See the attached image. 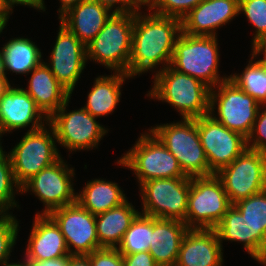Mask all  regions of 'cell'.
Masks as SVG:
<instances>
[{
	"instance_id": "obj_1",
	"label": "cell",
	"mask_w": 266,
	"mask_h": 266,
	"mask_svg": "<svg viewBox=\"0 0 266 266\" xmlns=\"http://www.w3.org/2000/svg\"><path fill=\"white\" fill-rule=\"evenodd\" d=\"M135 13L132 31V52L128 64L131 78L152 71L162 64L160 70L170 66L175 41L182 31L181 19L149 13ZM164 64V65H163Z\"/></svg>"
},
{
	"instance_id": "obj_2",
	"label": "cell",
	"mask_w": 266,
	"mask_h": 266,
	"mask_svg": "<svg viewBox=\"0 0 266 266\" xmlns=\"http://www.w3.org/2000/svg\"><path fill=\"white\" fill-rule=\"evenodd\" d=\"M147 96L170 104L182 118H198L210 110V88L200 80L170 66L154 74Z\"/></svg>"
},
{
	"instance_id": "obj_3",
	"label": "cell",
	"mask_w": 266,
	"mask_h": 266,
	"mask_svg": "<svg viewBox=\"0 0 266 266\" xmlns=\"http://www.w3.org/2000/svg\"><path fill=\"white\" fill-rule=\"evenodd\" d=\"M217 36H192L181 31L175 41L170 67L190 75L210 89L230 76L218 74L220 54Z\"/></svg>"
},
{
	"instance_id": "obj_4",
	"label": "cell",
	"mask_w": 266,
	"mask_h": 266,
	"mask_svg": "<svg viewBox=\"0 0 266 266\" xmlns=\"http://www.w3.org/2000/svg\"><path fill=\"white\" fill-rule=\"evenodd\" d=\"M150 130L177 159L184 174L189 177L211 176L209 164L201 145L196 118L156 125Z\"/></svg>"
},
{
	"instance_id": "obj_5",
	"label": "cell",
	"mask_w": 266,
	"mask_h": 266,
	"mask_svg": "<svg viewBox=\"0 0 266 266\" xmlns=\"http://www.w3.org/2000/svg\"><path fill=\"white\" fill-rule=\"evenodd\" d=\"M135 13L113 14L86 46L87 61L93 60L109 70L128 75Z\"/></svg>"
},
{
	"instance_id": "obj_6",
	"label": "cell",
	"mask_w": 266,
	"mask_h": 266,
	"mask_svg": "<svg viewBox=\"0 0 266 266\" xmlns=\"http://www.w3.org/2000/svg\"><path fill=\"white\" fill-rule=\"evenodd\" d=\"M135 143L117 164L133 170L139 185L150 179L188 177L177 159L150 130L141 134Z\"/></svg>"
},
{
	"instance_id": "obj_7",
	"label": "cell",
	"mask_w": 266,
	"mask_h": 266,
	"mask_svg": "<svg viewBox=\"0 0 266 266\" xmlns=\"http://www.w3.org/2000/svg\"><path fill=\"white\" fill-rule=\"evenodd\" d=\"M232 205L215 174L191 177L184 223L189 229H214Z\"/></svg>"
},
{
	"instance_id": "obj_8",
	"label": "cell",
	"mask_w": 266,
	"mask_h": 266,
	"mask_svg": "<svg viewBox=\"0 0 266 266\" xmlns=\"http://www.w3.org/2000/svg\"><path fill=\"white\" fill-rule=\"evenodd\" d=\"M27 131L8 153L15 180L20 188L42 169L61 158L52 126ZM47 128V129H46Z\"/></svg>"
},
{
	"instance_id": "obj_9",
	"label": "cell",
	"mask_w": 266,
	"mask_h": 266,
	"mask_svg": "<svg viewBox=\"0 0 266 266\" xmlns=\"http://www.w3.org/2000/svg\"><path fill=\"white\" fill-rule=\"evenodd\" d=\"M209 105L210 116L246 139L261 107L253 97L241 90L230 78L210 89ZM214 110L217 111V115L214 114L216 113Z\"/></svg>"
},
{
	"instance_id": "obj_10",
	"label": "cell",
	"mask_w": 266,
	"mask_h": 266,
	"mask_svg": "<svg viewBox=\"0 0 266 266\" xmlns=\"http://www.w3.org/2000/svg\"><path fill=\"white\" fill-rule=\"evenodd\" d=\"M191 177L150 179L139 187L142 211L159 219L185 221Z\"/></svg>"
},
{
	"instance_id": "obj_11",
	"label": "cell",
	"mask_w": 266,
	"mask_h": 266,
	"mask_svg": "<svg viewBox=\"0 0 266 266\" xmlns=\"http://www.w3.org/2000/svg\"><path fill=\"white\" fill-rule=\"evenodd\" d=\"M69 98L49 119L57 143L70 153L98 148L99 142L107 135L108 129L96 121L86 109L67 111Z\"/></svg>"
},
{
	"instance_id": "obj_12",
	"label": "cell",
	"mask_w": 266,
	"mask_h": 266,
	"mask_svg": "<svg viewBox=\"0 0 266 266\" xmlns=\"http://www.w3.org/2000/svg\"><path fill=\"white\" fill-rule=\"evenodd\" d=\"M232 204L266 190V152L246 150L215 174Z\"/></svg>"
},
{
	"instance_id": "obj_13",
	"label": "cell",
	"mask_w": 266,
	"mask_h": 266,
	"mask_svg": "<svg viewBox=\"0 0 266 266\" xmlns=\"http://www.w3.org/2000/svg\"><path fill=\"white\" fill-rule=\"evenodd\" d=\"M69 167L61 157L21 187V193L30 190L43 203L45 208L41 214L48 215L54 209L76 203L77 192L72 182L75 170Z\"/></svg>"
},
{
	"instance_id": "obj_14",
	"label": "cell",
	"mask_w": 266,
	"mask_h": 266,
	"mask_svg": "<svg viewBox=\"0 0 266 266\" xmlns=\"http://www.w3.org/2000/svg\"><path fill=\"white\" fill-rule=\"evenodd\" d=\"M196 125L213 174L229 165L247 148L244 136L226 128L210 114L196 118Z\"/></svg>"
},
{
	"instance_id": "obj_15",
	"label": "cell",
	"mask_w": 266,
	"mask_h": 266,
	"mask_svg": "<svg viewBox=\"0 0 266 266\" xmlns=\"http://www.w3.org/2000/svg\"><path fill=\"white\" fill-rule=\"evenodd\" d=\"M48 215L59 226L70 255H89L102 248L96 233L95 215L77 202L54 209Z\"/></svg>"
},
{
	"instance_id": "obj_16",
	"label": "cell",
	"mask_w": 266,
	"mask_h": 266,
	"mask_svg": "<svg viewBox=\"0 0 266 266\" xmlns=\"http://www.w3.org/2000/svg\"><path fill=\"white\" fill-rule=\"evenodd\" d=\"M49 63H45L57 81L71 94L87 64L86 46L60 23Z\"/></svg>"
},
{
	"instance_id": "obj_17",
	"label": "cell",
	"mask_w": 266,
	"mask_h": 266,
	"mask_svg": "<svg viewBox=\"0 0 266 266\" xmlns=\"http://www.w3.org/2000/svg\"><path fill=\"white\" fill-rule=\"evenodd\" d=\"M44 121V122H43ZM48 124V118L34 99L23 89L13 86L0 98V136L30 125L33 131Z\"/></svg>"
},
{
	"instance_id": "obj_18",
	"label": "cell",
	"mask_w": 266,
	"mask_h": 266,
	"mask_svg": "<svg viewBox=\"0 0 266 266\" xmlns=\"http://www.w3.org/2000/svg\"><path fill=\"white\" fill-rule=\"evenodd\" d=\"M223 245L214 229H188L175 266H222Z\"/></svg>"
},
{
	"instance_id": "obj_19",
	"label": "cell",
	"mask_w": 266,
	"mask_h": 266,
	"mask_svg": "<svg viewBox=\"0 0 266 266\" xmlns=\"http://www.w3.org/2000/svg\"><path fill=\"white\" fill-rule=\"evenodd\" d=\"M26 245V261H43L71 256L59 226L45 214L36 213Z\"/></svg>"
},
{
	"instance_id": "obj_20",
	"label": "cell",
	"mask_w": 266,
	"mask_h": 266,
	"mask_svg": "<svg viewBox=\"0 0 266 266\" xmlns=\"http://www.w3.org/2000/svg\"><path fill=\"white\" fill-rule=\"evenodd\" d=\"M113 14L98 1L84 0L69 9L59 19L62 25L87 46Z\"/></svg>"
},
{
	"instance_id": "obj_21",
	"label": "cell",
	"mask_w": 266,
	"mask_h": 266,
	"mask_svg": "<svg viewBox=\"0 0 266 266\" xmlns=\"http://www.w3.org/2000/svg\"><path fill=\"white\" fill-rule=\"evenodd\" d=\"M30 73L28 88H23L35 101L38 108L49 119L72 95L62 86L42 62Z\"/></svg>"
},
{
	"instance_id": "obj_22",
	"label": "cell",
	"mask_w": 266,
	"mask_h": 266,
	"mask_svg": "<svg viewBox=\"0 0 266 266\" xmlns=\"http://www.w3.org/2000/svg\"><path fill=\"white\" fill-rule=\"evenodd\" d=\"M188 229L184 221L153 217L149 253L158 266H175L182 239Z\"/></svg>"
},
{
	"instance_id": "obj_23",
	"label": "cell",
	"mask_w": 266,
	"mask_h": 266,
	"mask_svg": "<svg viewBox=\"0 0 266 266\" xmlns=\"http://www.w3.org/2000/svg\"><path fill=\"white\" fill-rule=\"evenodd\" d=\"M233 205L250 224L252 258L266 266V190Z\"/></svg>"
},
{
	"instance_id": "obj_24",
	"label": "cell",
	"mask_w": 266,
	"mask_h": 266,
	"mask_svg": "<svg viewBox=\"0 0 266 266\" xmlns=\"http://www.w3.org/2000/svg\"><path fill=\"white\" fill-rule=\"evenodd\" d=\"M140 212L128 200L95 215L96 233L101 247L117 248L132 221Z\"/></svg>"
},
{
	"instance_id": "obj_25",
	"label": "cell",
	"mask_w": 266,
	"mask_h": 266,
	"mask_svg": "<svg viewBox=\"0 0 266 266\" xmlns=\"http://www.w3.org/2000/svg\"><path fill=\"white\" fill-rule=\"evenodd\" d=\"M129 78V75L122 72L95 78L83 108L96 118L112 114L120 102L121 87Z\"/></svg>"
},
{
	"instance_id": "obj_26",
	"label": "cell",
	"mask_w": 266,
	"mask_h": 266,
	"mask_svg": "<svg viewBox=\"0 0 266 266\" xmlns=\"http://www.w3.org/2000/svg\"><path fill=\"white\" fill-rule=\"evenodd\" d=\"M82 191L77 192L76 202L93 215H97L125 202L126 196L117 183L106 179L88 181Z\"/></svg>"
},
{
	"instance_id": "obj_27",
	"label": "cell",
	"mask_w": 266,
	"mask_h": 266,
	"mask_svg": "<svg viewBox=\"0 0 266 266\" xmlns=\"http://www.w3.org/2000/svg\"><path fill=\"white\" fill-rule=\"evenodd\" d=\"M5 75L8 71L16 74H29L42 60L41 50L35 42L24 37L11 38L1 48Z\"/></svg>"
},
{
	"instance_id": "obj_28",
	"label": "cell",
	"mask_w": 266,
	"mask_h": 266,
	"mask_svg": "<svg viewBox=\"0 0 266 266\" xmlns=\"http://www.w3.org/2000/svg\"><path fill=\"white\" fill-rule=\"evenodd\" d=\"M252 53L251 60L241 74H232L230 79L246 94L253 97L260 105H266V66ZM256 57V58H255ZM254 59H259L254 61ZM254 61V62H253Z\"/></svg>"
},
{
	"instance_id": "obj_29",
	"label": "cell",
	"mask_w": 266,
	"mask_h": 266,
	"mask_svg": "<svg viewBox=\"0 0 266 266\" xmlns=\"http://www.w3.org/2000/svg\"><path fill=\"white\" fill-rule=\"evenodd\" d=\"M222 245V241L242 242L244 249L252 258V236L250 224L245 216L232 205L223 216L221 222L214 228Z\"/></svg>"
},
{
	"instance_id": "obj_30",
	"label": "cell",
	"mask_w": 266,
	"mask_h": 266,
	"mask_svg": "<svg viewBox=\"0 0 266 266\" xmlns=\"http://www.w3.org/2000/svg\"><path fill=\"white\" fill-rule=\"evenodd\" d=\"M153 233V217L139 213L125 232L117 250L121 254L149 251Z\"/></svg>"
},
{
	"instance_id": "obj_31",
	"label": "cell",
	"mask_w": 266,
	"mask_h": 266,
	"mask_svg": "<svg viewBox=\"0 0 266 266\" xmlns=\"http://www.w3.org/2000/svg\"><path fill=\"white\" fill-rule=\"evenodd\" d=\"M182 32L192 36H214L213 0H203L181 19Z\"/></svg>"
},
{
	"instance_id": "obj_32",
	"label": "cell",
	"mask_w": 266,
	"mask_h": 266,
	"mask_svg": "<svg viewBox=\"0 0 266 266\" xmlns=\"http://www.w3.org/2000/svg\"><path fill=\"white\" fill-rule=\"evenodd\" d=\"M6 153L5 151L0 153V215H12L9 209L19 208L15 194L21 193V188L14 177L10 157Z\"/></svg>"
},
{
	"instance_id": "obj_33",
	"label": "cell",
	"mask_w": 266,
	"mask_h": 266,
	"mask_svg": "<svg viewBox=\"0 0 266 266\" xmlns=\"http://www.w3.org/2000/svg\"><path fill=\"white\" fill-rule=\"evenodd\" d=\"M238 13L246 18L256 28L252 40V48L266 41V0H239Z\"/></svg>"
},
{
	"instance_id": "obj_34",
	"label": "cell",
	"mask_w": 266,
	"mask_h": 266,
	"mask_svg": "<svg viewBox=\"0 0 266 266\" xmlns=\"http://www.w3.org/2000/svg\"><path fill=\"white\" fill-rule=\"evenodd\" d=\"M18 222L13 215H0V265L9 262L19 232Z\"/></svg>"
},
{
	"instance_id": "obj_35",
	"label": "cell",
	"mask_w": 266,
	"mask_h": 266,
	"mask_svg": "<svg viewBox=\"0 0 266 266\" xmlns=\"http://www.w3.org/2000/svg\"><path fill=\"white\" fill-rule=\"evenodd\" d=\"M203 0H159L153 12L182 19Z\"/></svg>"
},
{
	"instance_id": "obj_36",
	"label": "cell",
	"mask_w": 266,
	"mask_h": 266,
	"mask_svg": "<svg viewBox=\"0 0 266 266\" xmlns=\"http://www.w3.org/2000/svg\"><path fill=\"white\" fill-rule=\"evenodd\" d=\"M238 9L239 0H213L214 36H217L216 29L239 15Z\"/></svg>"
},
{
	"instance_id": "obj_37",
	"label": "cell",
	"mask_w": 266,
	"mask_h": 266,
	"mask_svg": "<svg viewBox=\"0 0 266 266\" xmlns=\"http://www.w3.org/2000/svg\"><path fill=\"white\" fill-rule=\"evenodd\" d=\"M261 105L257 118L253 124L252 130L248 135L246 142L247 148L266 152V105Z\"/></svg>"
},
{
	"instance_id": "obj_38",
	"label": "cell",
	"mask_w": 266,
	"mask_h": 266,
	"mask_svg": "<svg viewBox=\"0 0 266 266\" xmlns=\"http://www.w3.org/2000/svg\"><path fill=\"white\" fill-rule=\"evenodd\" d=\"M87 256L91 266H124L123 255L117 248L102 247Z\"/></svg>"
},
{
	"instance_id": "obj_39",
	"label": "cell",
	"mask_w": 266,
	"mask_h": 266,
	"mask_svg": "<svg viewBox=\"0 0 266 266\" xmlns=\"http://www.w3.org/2000/svg\"><path fill=\"white\" fill-rule=\"evenodd\" d=\"M122 255L124 266H158L149 251Z\"/></svg>"
},
{
	"instance_id": "obj_40",
	"label": "cell",
	"mask_w": 266,
	"mask_h": 266,
	"mask_svg": "<svg viewBox=\"0 0 266 266\" xmlns=\"http://www.w3.org/2000/svg\"><path fill=\"white\" fill-rule=\"evenodd\" d=\"M95 1H98L102 6H105L108 10H110L114 14H126L130 12H137L131 6L130 0H95Z\"/></svg>"
},
{
	"instance_id": "obj_41",
	"label": "cell",
	"mask_w": 266,
	"mask_h": 266,
	"mask_svg": "<svg viewBox=\"0 0 266 266\" xmlns=\"http://www.w3.org/2000/svg\"><path fill=\"white\" fill-rule=\"evenodd\" d=\"M70 256L43 261H27L28 266H68Z\"/></svg>"
},
{
	"instance_id": "obj_42",
	"label": "cell",
	"mask_w": 266,
	"mask_h": 266,
	"mask_svg": "<svg viewBox=\"0 0 266 266\" xmlns=\"http://www.w3.org/2000/svg\"><path fill=\"white\" fill-rule=\"evenodd\" d=\"M8 1L12 7L20 4L24 6H29L30 8L32 7L37 10L46 11L44 0H8Z\"/></svg>"
},
{
	"instance_id": "obj_43",
	"label": "cell",
	"mask_w": 266,
	"mask_h": 266,
	"mask_svg": "<svg viewBox=\"0 0 266 266\" xmlns=\"http://www.w3.org/2000/svg\"><path fill=\"white\" fill-rule=\"evenodd\" d=\"M13 7L11 6V4L9 3L8 0H0V22L6 26L8 19H9V15H11L13 13Z\"/></svg>"
},
{
	"instance_id": "obj_44",
	"label": "cell",
	"mask_w": 266,
	"mask_h": 266,
	"mask_svg": "<svg viewBox=\"0 0 266 266\" xmlns=\"http://www.w3.org/2000/svg\"><path fill=\"white\" fill-rule=\"evenodd\" d=\"M68 266H91V263L87 255H71Z\"/></svg>"
},
{
	"instance_id": "obj_45",
	"label": "cell",
	"mask_w": 266,
	"mask_h": 266,
	"mask_svg": "<svg viewBox=\"0 0 266 266\" xmlns=\"http://www.w3.org/2000/svg\"><path fill=\"white\" fill-rule=\"evenodd\" d=\"M159 0H130L131 6L138 12L141 10L142 5L148 6L150 12L156 7Z\"/></svg>"
},
{
	"instance_id": "obj_46",
	"label": "cell",
	"mask_w": 266,
	"mask_h": 266,
	"mask_svg": "<svg viewBox=\"0 0 266 266\" xmlns=\"http://www.w3.org/2000/svg\"><path fill=\"white\" fill-rule=\"evenodd\" d=\"M81 1L84 0H60V8L58 9V15L60 18L63 14H65L69 9L79 4Z\"/></svg>"
},
{
	"instance_id": "obj_47",
	"label": "cell",
	"mask_w": 266,
	"mask_h": 266,
	"mask_svg": "<svg viewBox=\"0 0 266 266\" xmlns=\"http://www.w3.org/2000/svg\"><path fill=\"white\" fill-rule=\"evenodd\" d=\"M252 51L257 56L263 54V58H261L260 60L266 66V41H263V42H260L259 44H257L254 48H252Z\"/></svg>"
},
{
	"instance_id": "obj_48",
	"label": "cell",
	"mask_w": 266,
	"mask_h": 266,
	"mask_svg": "<svg viewBox=\"0 0 266 266\" xmlns=\"http://www.w3.org/2000/svg\"><path fill=\"white\" fill-rule=\"evenodd\" d=\"M12 87L7 76H0V98Z\"/></svg>"
},
{
	"instance_id": "obj_49",
	"label": "cell",
	"mask_w": 266,
	"mask_h": 266,
	"mask_svg": "<svg viewBox=\"0 0 266 266\" xmlns=\"http://www.w3.org/2000/svg\"><path fill=\"white\" fill-rule=\"evenodd\" d=\"M22 262L23 263H20V262H18V263H16V262L15 263L6 262V263L1 264V266H28L27 261L25 259Z\"/></svg>"
},
{
	"instance_id": "obj_50",
	"label": "cell",
	"mask_w": 266,
	"mask_h": 266,
	"mask_svg": "<svg viewBox=\"0 0 266 266\" xmlns=\"http://www.w3.org/2000/svg\"><path fill=\"white\" fill-rule=\"evenodd\" d=\"M0 76H6L4 72L3 55L1 50H0Z\"/></svg>"
},
{
	"instance_id": "obj_51",
	"label": "cell",
	"mask_w": 266,
	"mask_h": 266,
	"mask_svg": "<svg viewBox=\"0 0 266 266\" xmlns=\"http://www.w3.org/2000/svg\"><path fill=\"white\" fill-rule=\"evenodd\" d=\"M5 29V26L0 22V34L3 32Z\"/></svg>"
},
{
	"instance_id": "obj_52",
	"label": "cell",
	"mask_w": 266,
	"mask_h": 266,
	"mask_svg": "<svg viewBox=\"0 0 266 266\" xmlns=\"http://www.w3.org/2000/svg\"><path fill=\"white\" fill-rule=\"evenodd\" d=\"M2 139H1V136H0V141H1ZM2 142H0V153L4 150L3 148H2Z\"/></svg>"
}]
</instances>
